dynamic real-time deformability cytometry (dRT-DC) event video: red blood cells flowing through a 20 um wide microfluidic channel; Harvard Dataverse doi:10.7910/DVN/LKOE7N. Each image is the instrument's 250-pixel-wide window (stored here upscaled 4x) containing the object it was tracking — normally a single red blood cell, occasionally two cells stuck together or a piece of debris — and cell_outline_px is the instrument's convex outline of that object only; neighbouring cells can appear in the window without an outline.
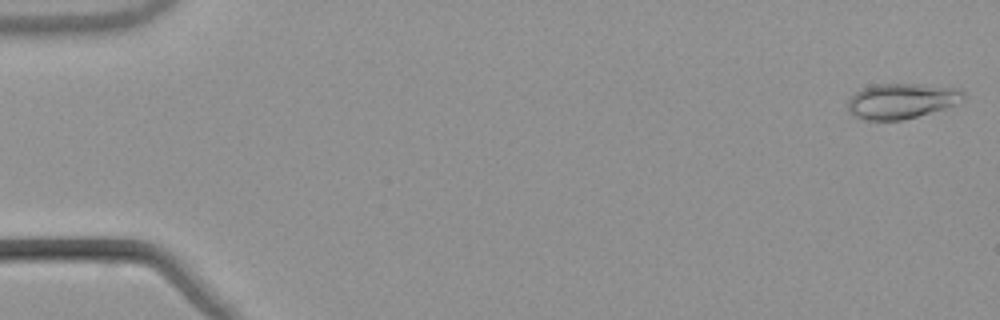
{"species": "common noctule bat (a hibernating species)", "species_latin": "Nyctalus noctula", "temperature_condition": "warm", "stored_images_in_passage": 14, "camera_frame_rate_fps": 3000, "um_per_image_px": 0.085, "animal": {"sex": "male", "body_mass_g": 21.5, "forearm_length_mm": 52.0}, "frame": {"image": 1, "passage_image": 1, "time_ms": 0.0, "image_size_px": [1000, 320], "cell_outline_px": [[964, 96], [956, 104], [944, 108], [916, 116], [900, 120], [864, 120], [856, 116], [848, 108], [848, 100], [860, 88], [876, 84], [920, 84], [960, 88], [964, 92]], "centroid_in_image_um": [76.62, 8.56], "position_along_channel_um": 8.4, "area_um2": 23.52}}